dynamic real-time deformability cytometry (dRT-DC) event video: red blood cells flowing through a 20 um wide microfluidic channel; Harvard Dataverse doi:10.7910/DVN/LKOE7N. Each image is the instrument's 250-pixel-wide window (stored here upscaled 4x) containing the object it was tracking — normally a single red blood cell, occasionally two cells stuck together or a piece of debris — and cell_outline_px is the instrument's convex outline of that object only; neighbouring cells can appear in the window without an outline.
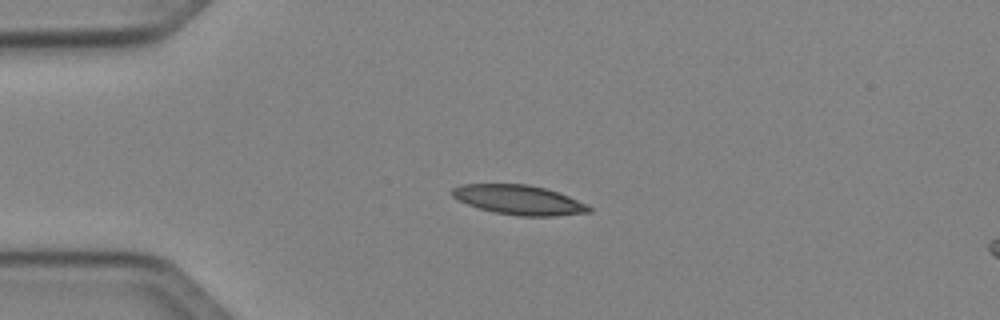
{"species": "Egyptian fruit bat (a non-hibernating species)", "species_latin": "Rousettus aegyptiacus", "temperature_condition": "cold", "stored_images_in_passage": 4, "camera_frame_rate_fps": 3000, "um_per_image_px": 0.085, "animal": {"sex": "female"}, "frame": {"image": 1, "passage_image": 3, "time_ms": 3.333, "image_size_px": [1000, 320], "cell_outline_px": [[592, 208], [588, 212], [556, 216], [520, 216], [492, 212], [468, 204], [452, 196], [452, 188], [460, 184], [528, 184], [544, 188], [568, 196], [588, 204]], "centroid_in_image_um": [44.11, 16.99], "position_along_channel_um": 40.9, "area_um2": 23.41}}